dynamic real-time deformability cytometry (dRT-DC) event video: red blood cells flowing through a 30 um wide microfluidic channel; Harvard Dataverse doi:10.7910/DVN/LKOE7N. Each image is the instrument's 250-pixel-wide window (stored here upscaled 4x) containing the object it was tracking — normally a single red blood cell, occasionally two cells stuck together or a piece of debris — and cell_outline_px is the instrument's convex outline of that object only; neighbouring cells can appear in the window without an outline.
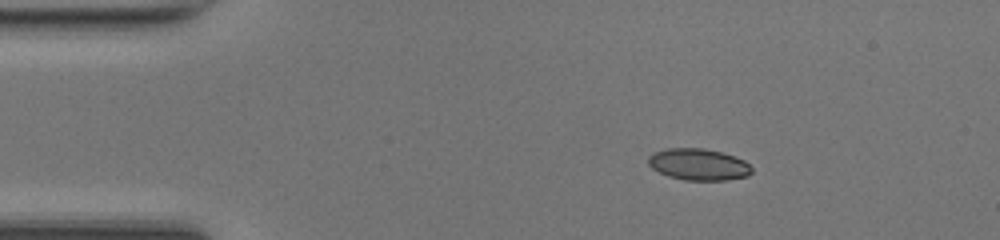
{"species": "common noctule bat (a hibernating species)", "species_latin": "Nyctalus noctula", "temperature_condition": "room temperature", "stored_images_in_passage": 48, "camera_frame_rate_fps": 3000, "um_per_image_px": 0.085, "animal": {"sex": "female", "body_mass_g": 17.0, "forearm_length_mm": 48.0}, "frame": {"image": 1, "passage_image": 7, "time_ms": 2.0, "image_size_px": [1000, 240], "cell_outline_px": [[752, 172], [748, 176], [728, 180], [684, 180], [668, 176], [652, 168], [648, 164], [648, 156], [652, 152], [668, 148], [704, 148], [736, 156], [744, 160], [752, 168]], "centroid_in_image_um": [59.37, 13.97], "position_along_channel_um": 25.6, "area_um2": 19.19}}
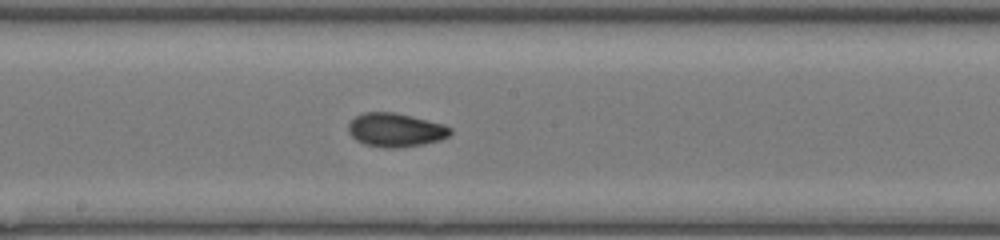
{"frame": {"image": 2, "passage_image": 25, "time_ms": 8.0, "image_size_px": [1000, 240], "cell_outline_px": [[452, 132], [448, 136], [440, 140], [424, 144], [400, 148], [384, 148], [364, 144], [356, 140], [348, 132], [348, 124], [356, 116], [364, 112], [392, 112], [412, 116], [444, 124], [452, 128]], "centroid_in_image_um": [33.63, 11.05], "position_along_channel_um": 214.6, "area_um2": 20.17}}
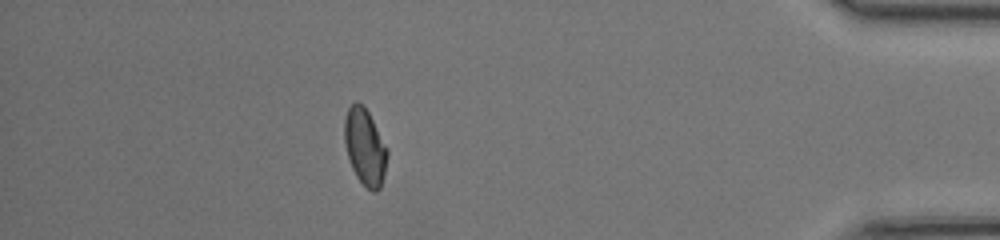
{"frame": {"image": 3, "passage_image": 42, "time_ms": 13.667, "image_size_px": [1000, 240], "cell_outline_px": [[388, 156], [384, 176], [380, 188], [376, 192], [372, 192], [356, 176], [352, 168], [344, 144], [344, 116], [348, 108], [356, 100], [364, 104], [388, 148]], "centroid_in_image_um": [31.02, 12.45], "position_along_channel_um": 404.2, "area_um2": 19.36}, "authors_computed_cell_mechanics": {"area_um2": 19.1896, "velocity_mm_per_s": 4.2631, "shape_relaxation_time_tau1_ms": 9.6523, "shape_relaxation_time_tau2_ms": 1.3396, "deformation_change_tau1": 0.1722, "deformation_change_tau2": 0.0592}}